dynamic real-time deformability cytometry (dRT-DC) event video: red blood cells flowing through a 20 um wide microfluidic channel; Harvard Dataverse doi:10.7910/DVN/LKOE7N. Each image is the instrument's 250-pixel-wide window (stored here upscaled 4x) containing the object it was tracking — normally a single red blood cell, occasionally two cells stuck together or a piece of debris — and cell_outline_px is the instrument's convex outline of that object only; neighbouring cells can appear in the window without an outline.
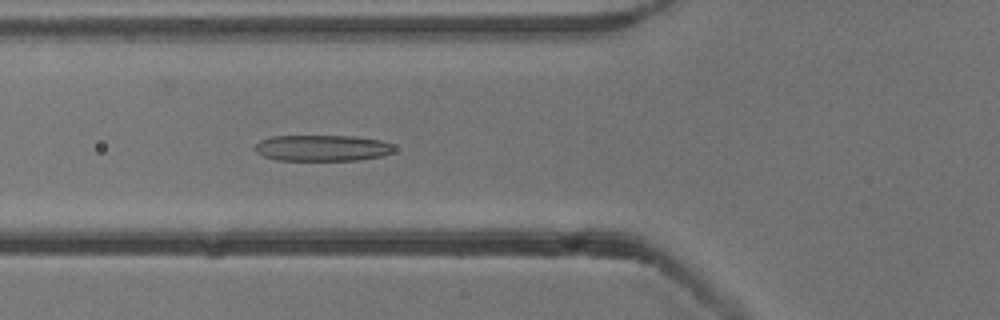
{"species": "common noctule bat (a hibernating species)", "species_latin": "Nyctalus noctula", "temperature_condition": "cold", "stored_images_in_passage": 41, "camera_frame_rate_fps": 3000, "um_per_image_px": 0.085, "animal": {"sex": "male", "body_mass_g": 13.3}, "frame": {"image": 1, "passage_image": 7, "time_ms": 2.0, "image_size_px": [1000, 320], "cell_outline_px": [[396, 148], [392, 152], [380, 156], [356, 160], [276, 160], [264, 156], [256, 152], [256, 144], [260, 140], [272, 136], [352, 136], [380, 140], [392, 144]], "centroid_in_image_um": [27.38, 12.58], "position_along_channel_um": 98.4, "area_um2": 21.04}}
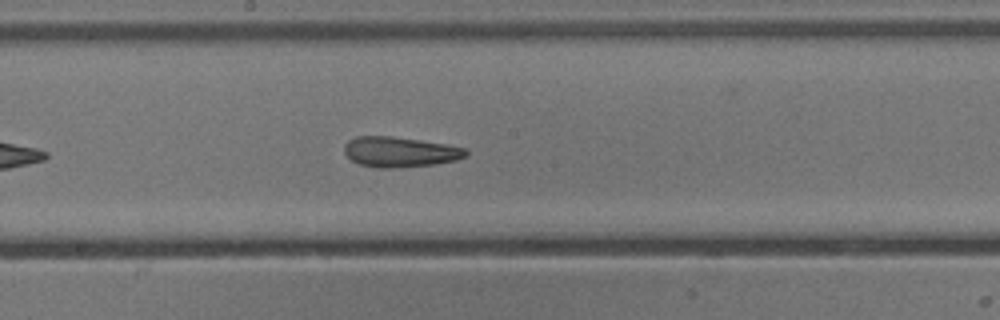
{"frame": {"image": 2, "passage_image": 16, "time_ms": 5.0, "image_size_px": [1000, 320], "cell_outline_px": [[468, 156], [456, 160], [432, 164], [392, 168], [380, 168], [360, 164], [352, 160], [344, 152], [344, 144], [348, 140], [356, 136], [392, 136], [420, 140], [444, 144], [464, 148], [468, 152]], "centroid_in_image_um": [33.97, 12.9], "position_along_channel_um": 214.2, "area_um2": 21.27}}
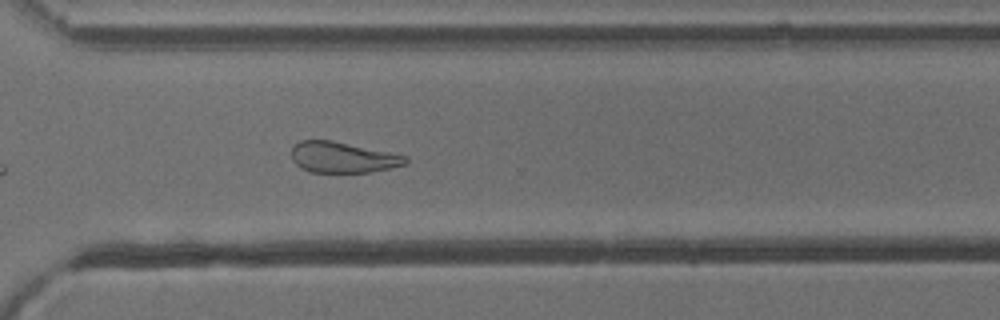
{"frame": {"image": 3, "passage_image": 26, "time_ms": 8.333, "image_size_px": [1000, 320], "cell_outline_px": [[408, 160], [404, 164], [392, 168], [372, 172], [312, 172], [300, 168], [292, 160], [292, 148], [300, 140], [332, 140], [408, 156]], "centroid_in_image_um": [29.13, 13.38], "position_along_channel_um": 341.5, "area_um2": 20.46}, "authors_computed_cell_mechanics": {"area_um2": 21.9062, "velocity_mm_per_s": 3.8287, "shape_relaxation_time_tau1_ms": 4.5384, "shape_relaxation_time_tau2_ms": 2.8032, "deformation_change_tau1": 0.1636, "deformation_change_tau2": 0.1217}}